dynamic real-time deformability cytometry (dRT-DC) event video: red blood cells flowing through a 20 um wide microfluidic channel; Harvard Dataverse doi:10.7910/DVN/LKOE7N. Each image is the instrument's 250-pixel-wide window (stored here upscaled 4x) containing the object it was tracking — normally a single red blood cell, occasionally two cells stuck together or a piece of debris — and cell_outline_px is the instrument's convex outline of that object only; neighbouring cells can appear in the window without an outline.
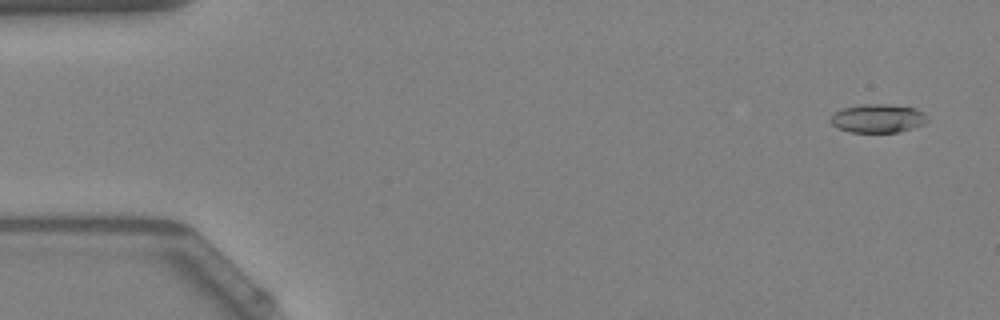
{"species": "Egyptian fruit bat (a non-hibernating species)", "species_latin": "Rousettus aegyptiacus", "temperature_condition": "warm", "stored_images_in_passage": 53, "camera_frame_rate_fps": 3000, "um_per_image_px": 0.085, "animal": {"sex": "female"}, "frame": {"image": 1, "passage_image": 3, "time_ms": 0.667, "image_size_px": [1000, 320], "cell_outline_px": [[928, 120], [924, 124], [900, 132], [848, 132], [836, 128], [828, 120], [828, 116], [832, 112], [840, 108], [860, 104], [888, 104], [912, 108], [924, 112], [928, 116]], "centroid_in_image_um": [74.53, 10.06], "position_along_channel_um": 10.5, "area_um2": 16.53}}
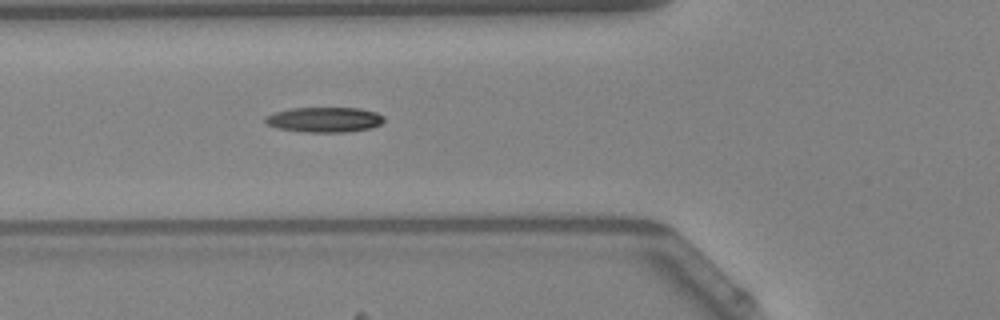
{"frame": {"image": 2, "passage_image": 20, "time_ms": 6.333, "image_size_px": [1000, 320], "cell_outline_px": [[384, 120], [380, 124], [372, 128], [344, 132], [308, 132], [280, 128], [268, 124], [264, 120], [264, 116], [276, 112], [292, 108], [360, 108], [376, 112], [384, 116]], "centroid_in_image_um": [27.61, 10.16], "position_along_channel_um": 98.2, "area_um2": 17.22}}
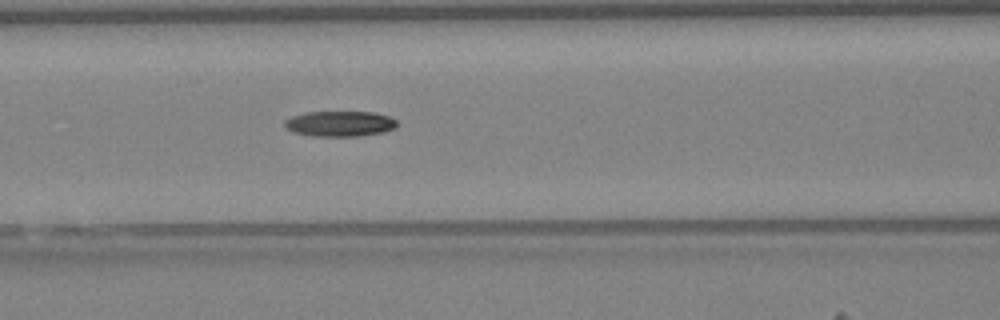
{"frame": {"image": 3, "passage_image": 23, "time_ms": 7.333, "image_size_px": [1000, 320], "cell_outline_px": [[396, 124], [392, 128], [384, 132], [356, 136], [312, 136], [292, 132], [284, 128], [284, 120], [292, 116], [304, 112], [372, 112], [388, 116], [396, 120]], "centroid_in_image_um": [28.81, 10.51], "position_along_channel_um": 137.8, "area_um2": 16.65}}